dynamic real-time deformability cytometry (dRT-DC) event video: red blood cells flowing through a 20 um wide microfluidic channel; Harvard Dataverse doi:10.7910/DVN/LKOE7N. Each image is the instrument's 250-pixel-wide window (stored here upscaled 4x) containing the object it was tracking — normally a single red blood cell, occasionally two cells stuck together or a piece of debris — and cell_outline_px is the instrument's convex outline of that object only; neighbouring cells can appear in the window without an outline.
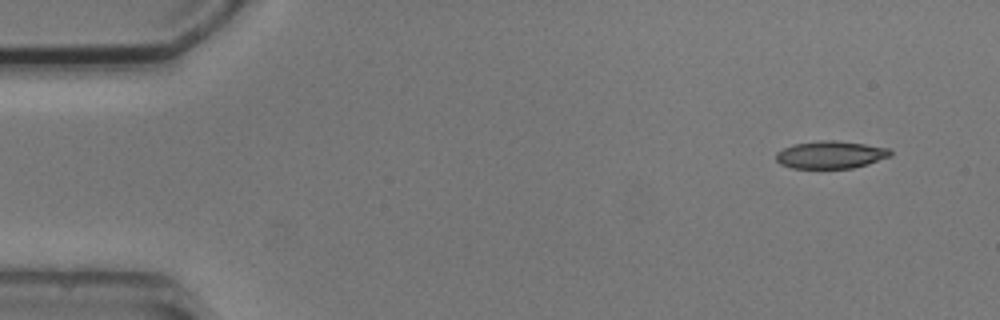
{"species": "common noctule bat (a hibernating species)", "species_latin": "Nyctalus noctula", "temperature_condition": "cold", "stored_images_in_passage": 7, "camera_frame_rate_fps": 3000, "um_per_image_px": 0.085, "animal": {"sex": "male", "body_mass_g": 20.5, "forearm_length_mm": 52.5}, "frame": {"image": 1, "passage_image": 1, "time_ms": 0.0, "image_size_px": [1000, 320], "cell_outline_px": [[892, 156], [868, 164], [852, 168], [792, 168], [780, 164], [776, 160], [776, 152], [792, 144], [820, 140], [836, 140], [864, 144], [888, 148], [892, 152]], "centroid_in_image_um": [70.6, 13.15], "position_along_channel_um": 14.4, "area_um2": 18.44}}
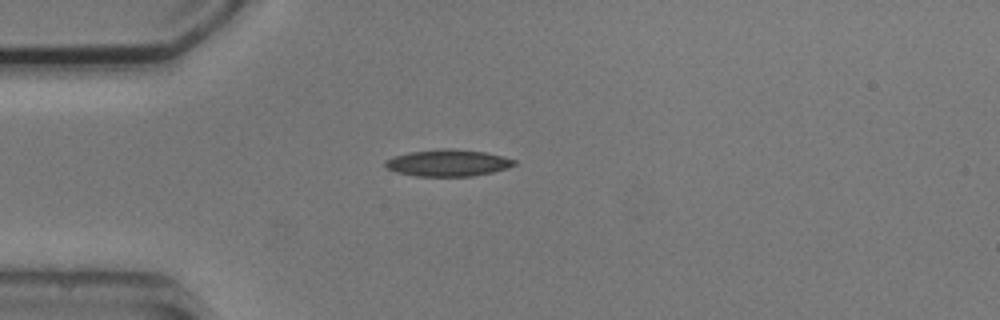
{"frame": {"image": 2, "passage_image": 4, "time_ms": 3.333, "image_size_px": [1000, 320], "cell_outline_px": [[516, 164], [508, 168], [492, 172], [472, 176], [416, 176], [396, 172], [388, 168], [384, 164], [384, 160], [392, 156], [408, 152], [444, 148], [452, 148], [484, 152], [504, 156], [516, 160]], "centroid_in_image_um": [38.06, 13.84], "position_along_channel_um": 46.9, "area_um2": 20.23}}